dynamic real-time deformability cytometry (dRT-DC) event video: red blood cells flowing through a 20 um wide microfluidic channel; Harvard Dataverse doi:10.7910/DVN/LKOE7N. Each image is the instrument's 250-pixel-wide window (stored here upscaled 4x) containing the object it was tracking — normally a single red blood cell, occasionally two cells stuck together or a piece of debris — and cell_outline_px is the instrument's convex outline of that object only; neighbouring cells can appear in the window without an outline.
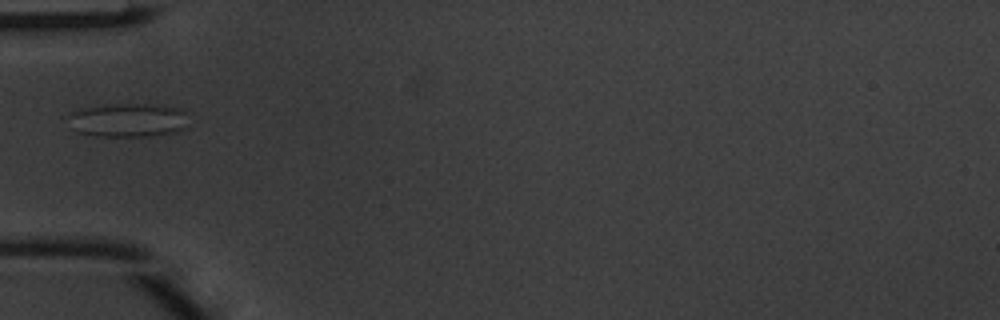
{"species": "common noctule bat (a hibernating species)", "species_latin": "Nyctalus noctula", "temperature_condition": "warm", "stored_images_in_passage": 1, "camera_frame_rate_fps": 3000, "um_per_image_px": 0.085, "animal": {"sex": "male", "body_mass_g": 20.1, "forearm_length_mm": 53.5}, "frame": {"image": 1, "passage_image": 1, "time_ms": 0.0, "image_size_px": [1000, 320], "cell_outline_px": [[188, 128], [180, 132], [156, 136], [100, 136], [80, 132], [72, 116], [72, 112], [84, 108], [104, 104], [132, 100], [180, 108], [184, 112]], "centroid_in_image_um": [11.07, 10.16], "position_along_channel_um": 73.9, "area_um2": 24.1}}